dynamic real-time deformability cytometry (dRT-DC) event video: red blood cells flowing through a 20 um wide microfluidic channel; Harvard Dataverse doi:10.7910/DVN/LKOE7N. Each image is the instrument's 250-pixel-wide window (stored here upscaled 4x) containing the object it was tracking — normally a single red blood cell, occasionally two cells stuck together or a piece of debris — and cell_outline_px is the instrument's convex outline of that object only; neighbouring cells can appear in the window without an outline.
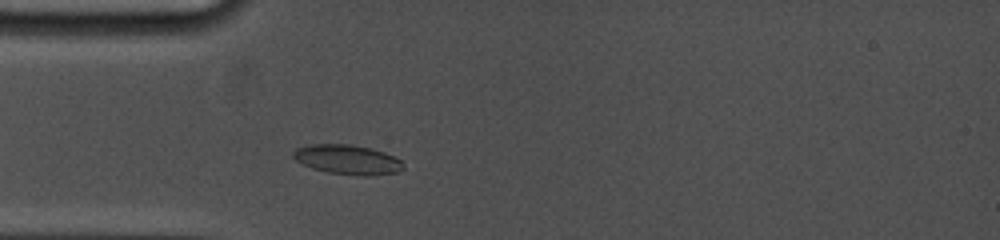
{"species": "common noctule bat (a hibernating species)", "species_latin": "Nyctalus noctula", "temperature_condition": "cold", "stored_images_in_passage": 19, "camera_frame_rate_fps": 5000, "um_per_image_px": 0.085, "animal": {"sex": "female", "body_mass_g": 19.0, "forearm_length_mm": 53.3}, "frame": {"image": 1, "passage_image": 3, "time_ms": 1.8, "image_size_px": [1000, 240], "cell_outline_px": [[404, 168], [400, 172], [368, 176], [356, 176], [328, 172], [312, 168], [296, 160], [292, 156], [292, 152], [296, 148], [308, 144], [348, 144], [368, 148], [384, 152], [400, 160], [404, 164]], "centroid_in_image_um": [29.53, 13.57], "position_along_channel_um": 55.5, "area_um2": 19.02}}
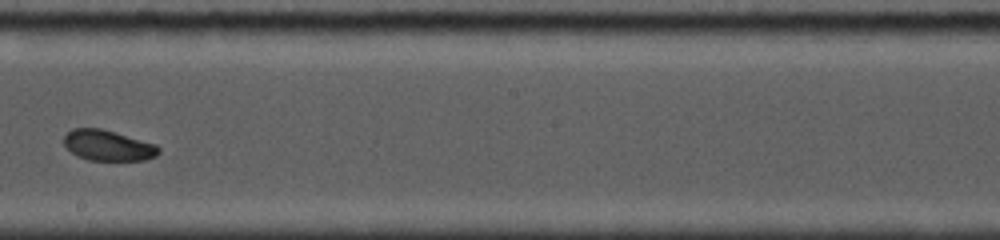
{"frame": {"image": 2, "passage_image": 13, "time_ms": 6.8, "image_size_px": [1000, 240], "cell_outline_px": [[160, 152], [156, 156], [144, 160], [88, 160], [76, 156], [64, 144], [64, 136], [72, 128], [100, 128], [156, 144], [160, 148]], "centroid_in_image_um": [9.18, 12.37], "position_along_channel_um": 239.0, "area_um2": 16.82}}
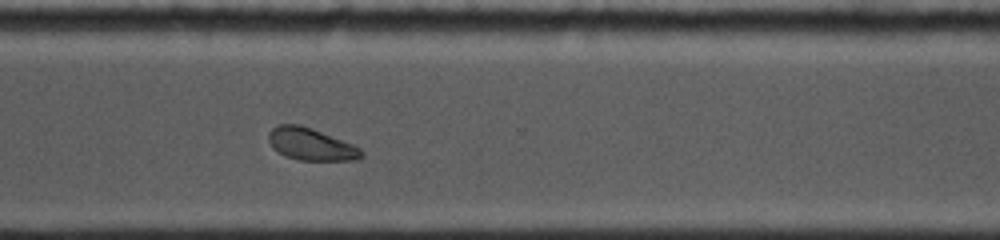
{"frame": {"image": 3, "passage_image": 19, "time_ms": 9.6, "image_size_px": [1000, 240], "cell_outline_px": [[364, 156], [352, 160], [300, 160], [284, 156], [272, 148], [268, 140], [268, 132], [272, 128], [280, 124], [300, 124], [312, 128], [352, 144], [360, 148], [364, 152]], "centroid_in_image_um": [26.4, 12.25], "position_along_channel_um": 344.2, "area_um2": 17.46}}